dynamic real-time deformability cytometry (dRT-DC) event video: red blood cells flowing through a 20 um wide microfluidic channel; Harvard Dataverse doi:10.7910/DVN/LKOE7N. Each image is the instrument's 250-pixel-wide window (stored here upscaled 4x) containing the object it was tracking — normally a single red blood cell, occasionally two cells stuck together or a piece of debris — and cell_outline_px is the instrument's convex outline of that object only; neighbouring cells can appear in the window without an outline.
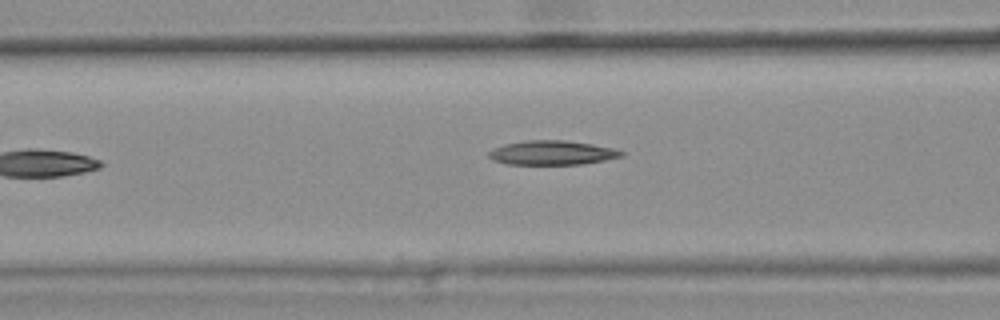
{"species": "common noctule bat (a hibernating species)", "species_latin": "Nyctalus noctula", "temperature_condition": "warm", "stored_images_in_passage": 7, "camera_frame_rate_fps": 3000, "um_per_image_px": 0.085, "animal": {"sex": "female", "body_mass_g": 25.1}, "frame": {"image": 1, "passage_image": 6, "time_ms": 1.667, "image_size_px": [1000, 320], "cell_outline_px": [[624, 156], [604, 160], [580, 164], [504, 164], [492, 160], [488, 156], [488, 152], [492, 148], [504, 144], [524, 140], [568, 140], [592, 144], [612, 148], [624, 152]], "centroid_in_image_um": [46.88, 12.98], "position_along_channel_um": 119.7, "area_um2": 18.84}}
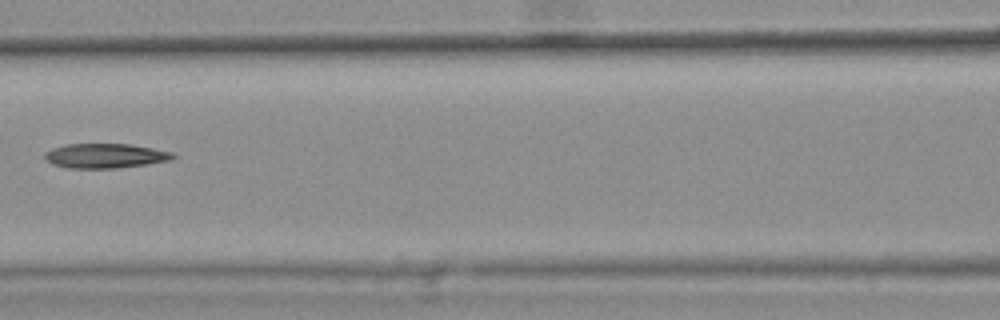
{"frame": {"image": 2, "passage_image": 7, "time_ms": 2.0, "image_size_px": [1000, 320], "cell_outline_px": [[176, 156], [172, 160], [148, 164], [116, 168], [68, 168], [52, 164], [44, 156], [44, 152], [52, 148], [64, 144], [132, 144], [172, 152]], "centroid_in_image_um": [8.95, 13.24], "position_along_channel_um": 157.7, "area_um2": 18.44}}